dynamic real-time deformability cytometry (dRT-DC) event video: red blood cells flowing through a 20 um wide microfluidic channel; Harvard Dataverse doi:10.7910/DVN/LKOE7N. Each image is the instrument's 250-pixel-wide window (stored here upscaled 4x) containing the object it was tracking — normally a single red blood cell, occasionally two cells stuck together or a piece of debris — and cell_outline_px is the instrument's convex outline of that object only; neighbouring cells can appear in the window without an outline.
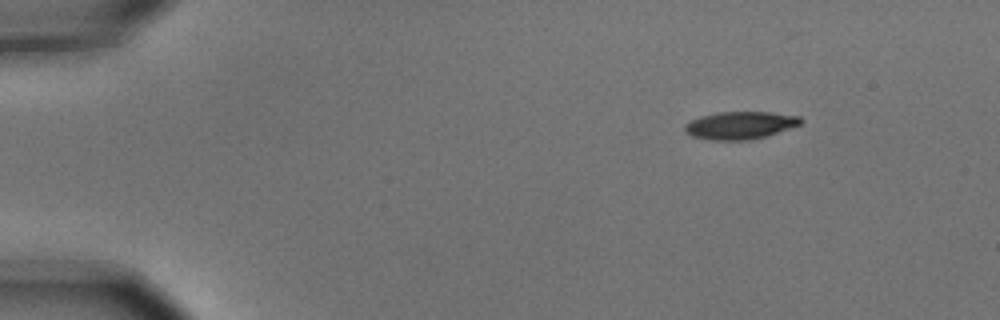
{"species": "common noctule bat (a hibernating species)", "species_latin": "Nyctalus noctula", "temperature_condition": "cold", "stored_images_in_passage": 5, "segment_of_instrument_passage": [2, 2], "camera_frame_rate_fps": 3000, "um_per_image_px": 0.085, "animal": {"sex": "male", "body_mass_g": 15.6}, "frame": {"image": 1, "passage_image": 5, "time_ms": 1.333, "image_size_px": [1000, 320], "cell_outline_px": [[804, 120], [800, 124], [768, 136], [752, 140], [712, 140], [692, 136], [684, 128], [684, 124], [700, 116], [716, 112], [768, 112], [800, 116]], "centroid_in_image_um": [62.93, 10.65], "position_along_channel_um": 22.1, "area_um2": 18.67}}